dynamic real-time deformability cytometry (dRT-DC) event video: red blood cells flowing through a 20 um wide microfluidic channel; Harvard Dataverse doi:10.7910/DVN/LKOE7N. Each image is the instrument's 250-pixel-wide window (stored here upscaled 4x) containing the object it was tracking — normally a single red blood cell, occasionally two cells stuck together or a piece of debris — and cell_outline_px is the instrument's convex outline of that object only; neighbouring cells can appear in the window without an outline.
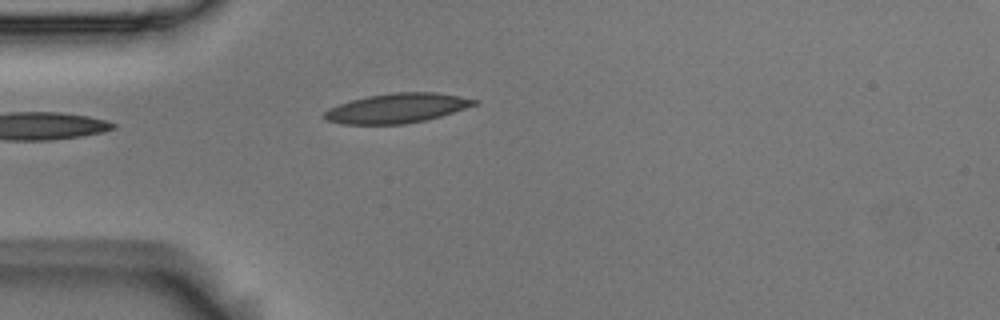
{"species": "Egyptian fruit bat (a non-hibernating species)", "species_latin": "Rousettus aegyptiacus", "temperature_condition": "room temperature", "stored_images_in_passage": 4, "camera_frame_rate_fps": 3000, "um_per_image_px": 0.085, "animal": {"sex": "male"}, "frame": {"image": 1, "passage_image": 4, "time_ms": 1.0, "image_size_px": [1000, 320], "cell_outline_px": [[480, 100], [476, 104], [440, 116], [424, 120], [404, 124], [340, 124], [328, 120], [324, 116], [324, 112], [328, 108], [352, 100], [368, 96], [396, 92], [436, 92], [460, 96]], "centroid_in_image_um": [33.74, 9.19], "position_along_channel_um": 51.3, "area_um2": 25.55}}